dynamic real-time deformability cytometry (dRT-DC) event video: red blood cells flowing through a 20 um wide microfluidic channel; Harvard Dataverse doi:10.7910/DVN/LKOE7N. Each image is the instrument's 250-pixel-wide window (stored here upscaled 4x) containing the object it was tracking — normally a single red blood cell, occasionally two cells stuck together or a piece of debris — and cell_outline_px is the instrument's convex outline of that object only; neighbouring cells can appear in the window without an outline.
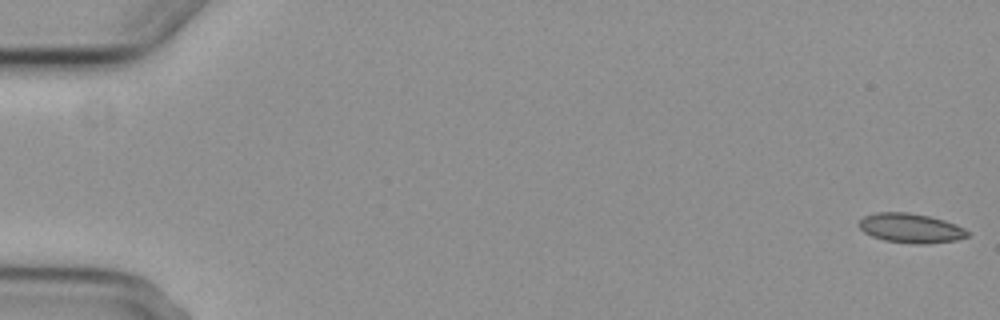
{"species": "common noctule bat (a hibernating species)", "species_latin": "Nyctalus noctula", "temperature_condition": "cold", "stored_images_in_passage": 6, "camera_frame_rate_fps": 3000, "um_per_image_px": 0.085, "animal": {"sex": "female", "body_mass_g": 29.2, "forearm_length_mm": 56.3}, "frame": {"image": 1, "passage_image": 1, "time_ms": 0.0, "image_size_px": [1000, 320], "cell_outline_px": [[968, 236], [956, 240], [924, 244], [916, 244], [884, 240], [872, 236], [864, 232], [860, 228], [860, 220], [864, 216], [876, 212], [908, 212], [928, 216], [944, 220], [956, 224], [964, 228], [968, 232]], "centroid_in_image_um": [77.41, 19.39], "position_along_channel_um": 7.6, "area_um2": 18.5}}
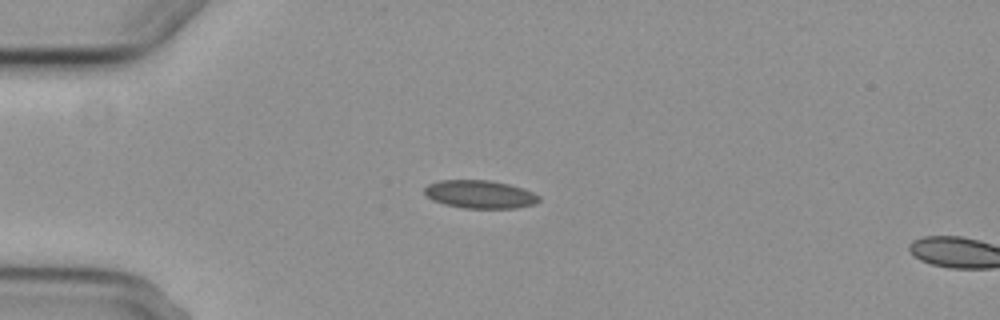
{"frame": {"image": 2, "passage_image": 5, "time_ms": 4.667, "image_size_px": [1000, 320], "cell_outline_px": [[540, 200], [536, 204], [516, 208], [464, 208], [444, 204], [432, 200], [424, 192], [424, 188], [428, 184], [440, 180], [488, 180], [508, 184], [532, 192], [540, 196]], "centroid_in_image_um": [40.79, 16.52], "position_along_channel_um": 44.2, "area_um2": 18.67}}